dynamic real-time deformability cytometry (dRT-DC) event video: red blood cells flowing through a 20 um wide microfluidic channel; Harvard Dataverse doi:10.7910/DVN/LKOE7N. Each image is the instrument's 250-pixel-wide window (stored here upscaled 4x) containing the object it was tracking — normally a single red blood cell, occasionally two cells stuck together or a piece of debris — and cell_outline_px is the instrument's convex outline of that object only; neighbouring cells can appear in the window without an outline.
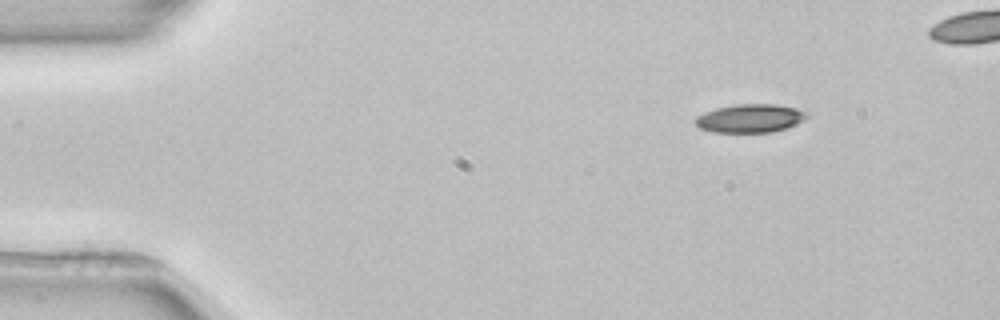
{"species": "common noctule bat (a hibernating species)", "species_latin": "Nyctalus noctula", "temperature_condition": "room temperature", "stored_images_in_passage": 3, "camera_frame_rate_fps": 3000, "um_per_image_px": 0.085, "animal": {"sex": "female", "body_mass_g": 22.7, "forearm_length_mm": 54.2}, "frame": {"image": 1, "passage_image": 1, "time_ms": 0.0, "image_size_px": [1000, 320], "cell_outline_px": [[808, 116], [804, 120], [788, 128], [772, 132], [712, 132], [700, 128], [692, 120], [696, 116], [704, 112], [716, 108], [736, 104], [776, 104], [796, 108], [804, 112]], "centroid_in_image_um": [63.73, 10.06], "position_along_channel_um": 21.3, "area_um2": 18.55}}